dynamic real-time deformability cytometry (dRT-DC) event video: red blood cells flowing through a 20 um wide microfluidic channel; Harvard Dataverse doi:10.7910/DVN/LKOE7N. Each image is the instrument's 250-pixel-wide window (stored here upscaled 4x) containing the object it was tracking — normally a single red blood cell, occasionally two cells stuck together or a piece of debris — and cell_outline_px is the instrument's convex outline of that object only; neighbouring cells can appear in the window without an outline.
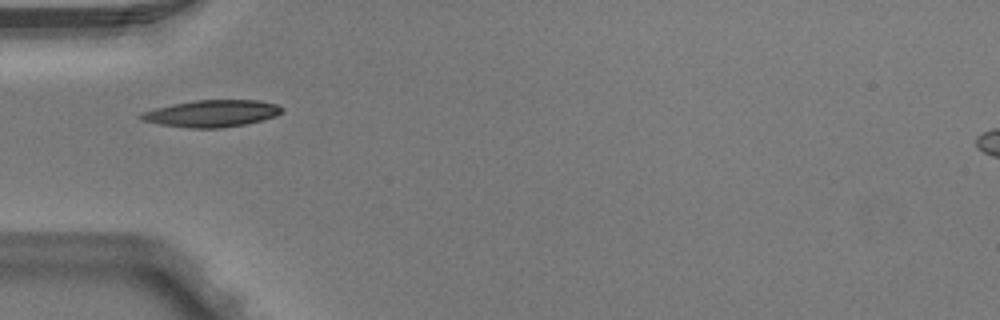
{"species": "Egyptian fruit bat (a non-hibernating species)", "species_latin": "Rousettus aegyptiacus", "temperature_condition": "warm", "stored_images_in_passage": 7, "camera_frame_rate_fps": 3000, "um_per_image_px": 0.085, "animal": {"sex": "male"}, "frame": {"image": 1, "passage_image": 4, "time_ms": 1.0, "image_size_px": [1000, 320], "cell_outline_px": [[284, 112], [276, 116], [244, 124], [220, 128], [188, 128], [160, 124], [140, 120], [140, 112], [172, 104], [196, 100], [260, 100], [276, 104], [284, 108]], "centroid_in_image_um": [18.01, 9.64], "position_along_channel_um": 67.0, "area_um2": 22.08}}
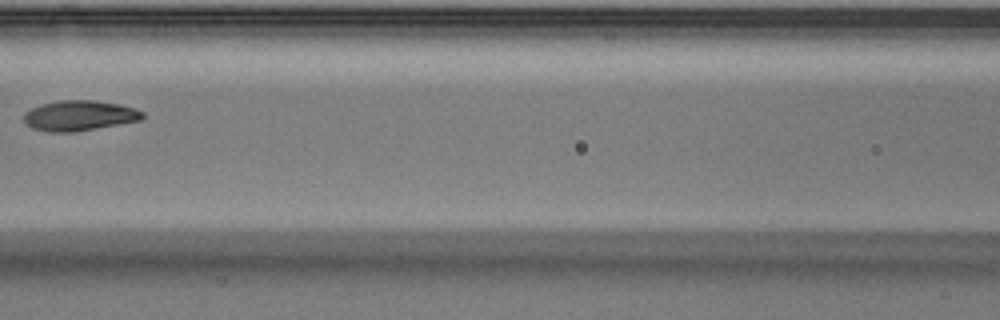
{"frame": {"image": 2, "passage_image": 6, "time_ms": 1.667, "image_size_px": [1000, 320], "cell_outline_px": [[144, 116], [140, 120], [76, 132], [48, 132], [32, 128], [24, 120], [24, 112], [40, 104], [60, 100], [96, 100], [120, 104], [136, 108], [144, 112]], "centroid_in_image_um": [6.75, 9.82], "position_along_channel_um": 159.8, "area_um2": 21.04}}
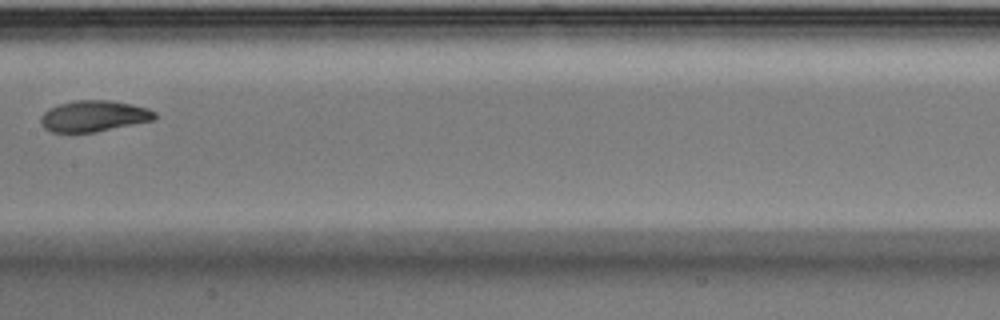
{"frame": {"image": 3, "passage_image": 7, "time_ms": 2.0, "image_size_px": [1000, 320], "cell_outline_px": [[156, 116], [152, 120], [96, 132], [52, 132], [44, 128], [40, 124], [40, 116], [48, 108], [72, 100], [108, 100], [132, 104], [148, 108], [156, 112]], "centroid_in_image_um": [7.94, 9.86], "position_along_channel_um": 199.5, "area_um2": 20.69}}